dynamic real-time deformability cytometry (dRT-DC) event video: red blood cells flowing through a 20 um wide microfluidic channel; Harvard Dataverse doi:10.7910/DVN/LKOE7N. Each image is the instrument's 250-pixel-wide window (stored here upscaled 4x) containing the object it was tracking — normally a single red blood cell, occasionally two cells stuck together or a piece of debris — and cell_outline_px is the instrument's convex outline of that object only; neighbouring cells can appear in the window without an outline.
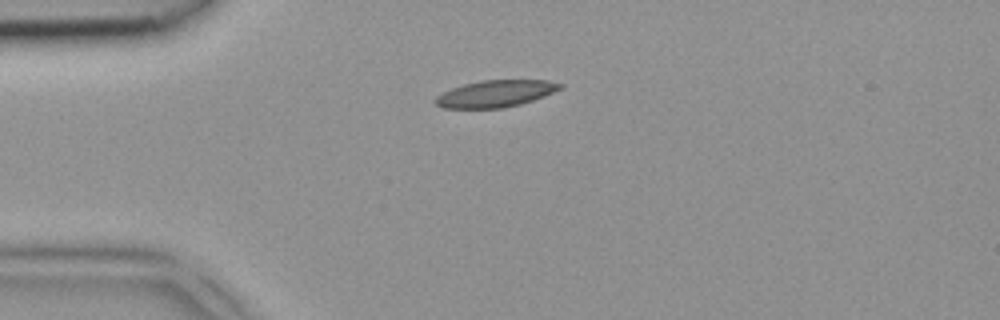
{"species": "common noctule bat (a hibernating species)", "species_latin": "Nyctalus noctula", "temperature_condition": "room temperature", "stored_images_in_passage": 2, "camera_frame_rate_fps": 3000, "um_per_image_px": 0.085, "animal": {"sex": "female", "body_mass_g": 18.4}, "frame": {"image": 1, "passage_image": 1, "time_ms": 0.0, "image_size_px": [1000, 320], "cell_outline_px": [[564, 88], [544, 96], [520, 104], [504, 108], [444, 108], [436, 104], [432, 100], [436, 96], [452, 88], [464, 84], [484, 80], [548, 80], [564, 84]], "centroid_in_image_um": [42.14, 7.96], "position_along_channel_um": 42.9, "area_um2": 19.54}}